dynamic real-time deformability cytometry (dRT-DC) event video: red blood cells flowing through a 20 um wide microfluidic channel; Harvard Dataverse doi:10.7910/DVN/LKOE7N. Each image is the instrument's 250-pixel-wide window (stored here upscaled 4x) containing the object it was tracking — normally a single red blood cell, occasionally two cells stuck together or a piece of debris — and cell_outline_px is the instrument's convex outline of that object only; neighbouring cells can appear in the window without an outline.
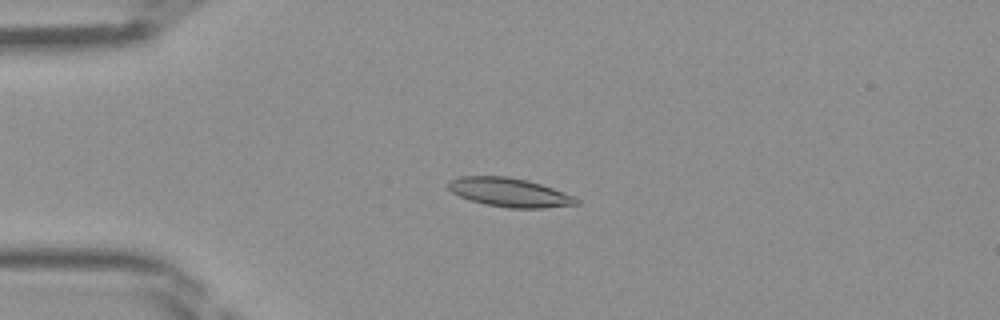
{"species": "Egyptian fruit bat (a non-hibernating species)", "species_latin": "Rousettus aegyptiacus", "temperature_condition": "room temperature", "stored_images_in_passage": 46, "camera_frame_rate_fps": 3000, "um_per_image_px": 0.085, "frame": {"image": 1, "passage_image": 12, "time_ms": 3.667, "image_size_px": [1000, 320], "cell_outline_px": [[580, 204], [544, 208], [508, 208], [484, 204], [460, 196], [452, 192], [448, 188], [448, 180], [460, 176], [508, 176], [528, 180], [552, 188], [572, 196], [580, 200]], "centroid_in_image_um": [43.29, 16.35], "position_along_channel_um": 41.7, "area_um2": 21.5}}
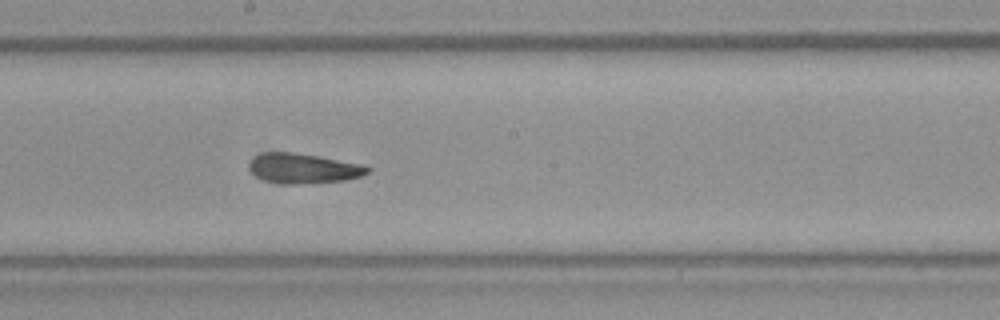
{"frame": {"image": 2, "passage_image": 26, "time_ms": 8.333, "image_size_px": [1000, 320], "cell_outline_px": [[372, 168], [368, 172], [360, 176], [344, 180], [292, 184], [284, 184], [268, 180], [256, 176], [248, 168], [248, 164], [256, 156], [264, 152], [292, 152], [320, 156], [368, 164]], "centroid_in_image_um": [25.85, 14.29], "position_along_channel_um": 222.3, "area_um2": 20.63}}
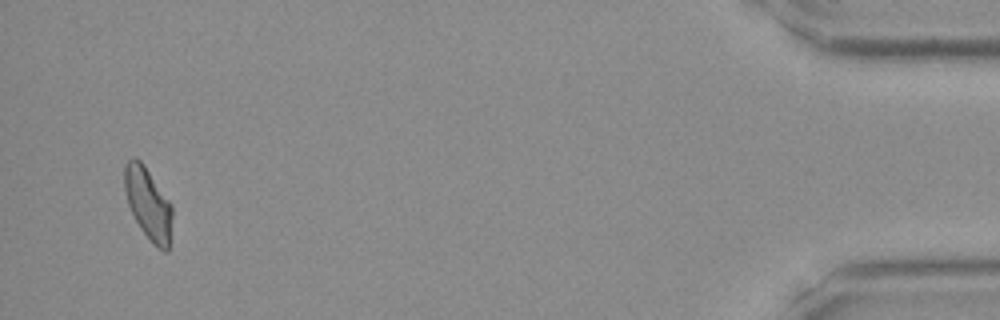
{"frame": {"image": 3, "passage_image": 45, "time_ms": 14.667, "image_size_px": [1000, 320], "cell_outline_px": [[172, 216], [168, 252], [164, 252], [140, 228], [128, 204], [124, 188], [124, 164], [132, 156], [136, 156], [144, 164], [172, 204]], "centroid_in_image_um": [12.58, 17.23], "position_along_channel_um": 422.6, "area_um2": 19.83}}